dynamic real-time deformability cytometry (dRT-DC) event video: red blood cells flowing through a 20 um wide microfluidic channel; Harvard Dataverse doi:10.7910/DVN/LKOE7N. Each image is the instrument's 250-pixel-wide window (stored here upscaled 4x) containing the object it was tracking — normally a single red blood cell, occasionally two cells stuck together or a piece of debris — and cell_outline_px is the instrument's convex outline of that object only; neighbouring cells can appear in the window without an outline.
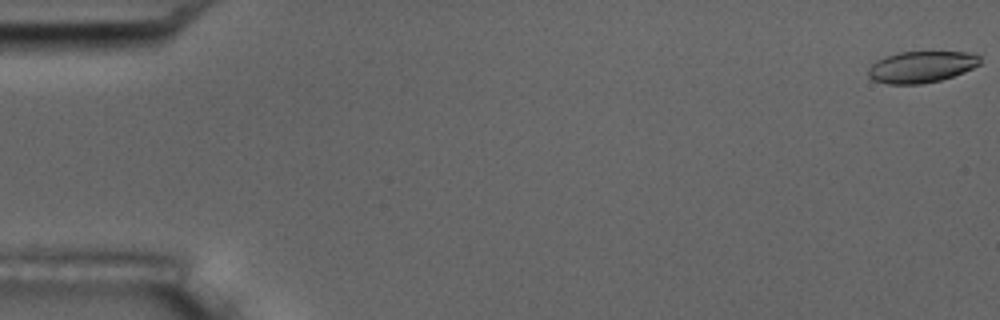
{"species": "common noctule bat (a hibernating species)", "species_latin": "Nyctalus noctula", "temperature_condition": "room temperature", "stored_images_in_passage": 8, "camera_frame_rate_fps": 3000, "um_per_image_px": 0.085, "animal": {"sex": "male", "body_mass_g": 17.5, "forearm_length_mm": 52.3}, "frame": {"image": 1, "passage_image": 1, "time_ms": 0.0, "image_size_px": [1000, 320], "cell_outline_px": [[980, 64], [964, 72], [940, 80], [920, 84], [888, 84], [872, 80], [868, 76], [868, 68], [876, 60], [900, 52], [976, 52], [980, 56]], "centroid_in_image_um": [78.32, 5.68], "position_along_channel_um": 6.7, "area_um2": 20.52}}
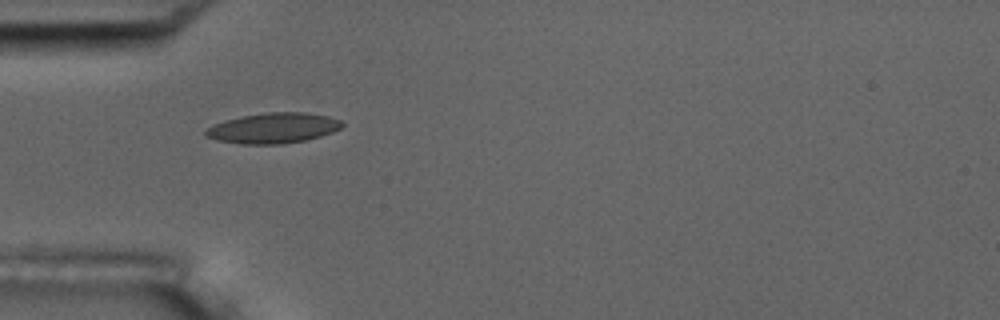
{"frame": {"image": 2, "passage_image": 6, "time_ms": 5.667, "image_size_px": [1000, 320], "cell_outline_px": [[344, 124], [340, 128], [332, 132], [320, 136], [304, 140], [280, 144], [240, 144], [216, 140], [204, 136], [204, 128], [212, 124], [224, 120], [244, 116], [268, 112], [304, 112], [328, 116], [340, 120]], "centroid_in_image_um": [23.16, 10.89], "position_along_channel_um": 61.8, "area_um2": 24.22}}